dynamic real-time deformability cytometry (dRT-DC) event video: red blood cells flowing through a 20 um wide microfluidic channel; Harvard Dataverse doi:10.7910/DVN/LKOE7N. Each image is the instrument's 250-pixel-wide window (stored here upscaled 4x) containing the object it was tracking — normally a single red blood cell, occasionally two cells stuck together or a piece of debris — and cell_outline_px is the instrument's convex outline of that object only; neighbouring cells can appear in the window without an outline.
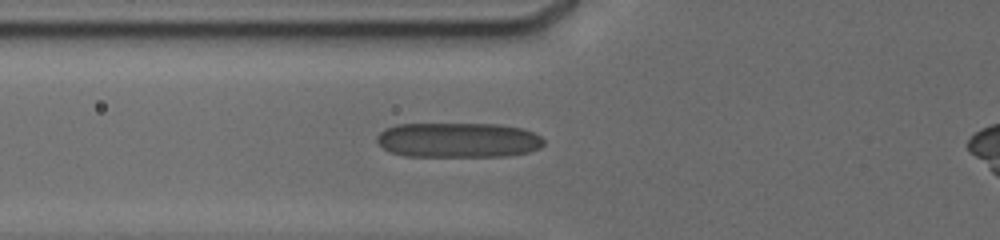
{"species": "human", "species_latin": "Homo sapiens", "temperature_condition": "cold", "stored_images_in_passage": 2, "camera_frame_rate_fps": 3000, "um_per_image_px": 0.085, "donor": {"sex": "male"}, "frame": {"image": 1, "passage_image": 2, "time_ms": 1.0, "image_size_px": [1000, 240], "cell_outline_px": [[544, 144], [540, 148], [528, 152], [508, 156], [404, 156], [392, 152], [384, 148], [376, 140], [376, 136], [384, 128], [396, 124], [496, 124], [520, 128], [532, 132], [540, 136], [544, 140]], "centroid_in_image_um": [38.93, 11.9], "position_along_channel_um": 86.9, "area_um2": 34.04}}